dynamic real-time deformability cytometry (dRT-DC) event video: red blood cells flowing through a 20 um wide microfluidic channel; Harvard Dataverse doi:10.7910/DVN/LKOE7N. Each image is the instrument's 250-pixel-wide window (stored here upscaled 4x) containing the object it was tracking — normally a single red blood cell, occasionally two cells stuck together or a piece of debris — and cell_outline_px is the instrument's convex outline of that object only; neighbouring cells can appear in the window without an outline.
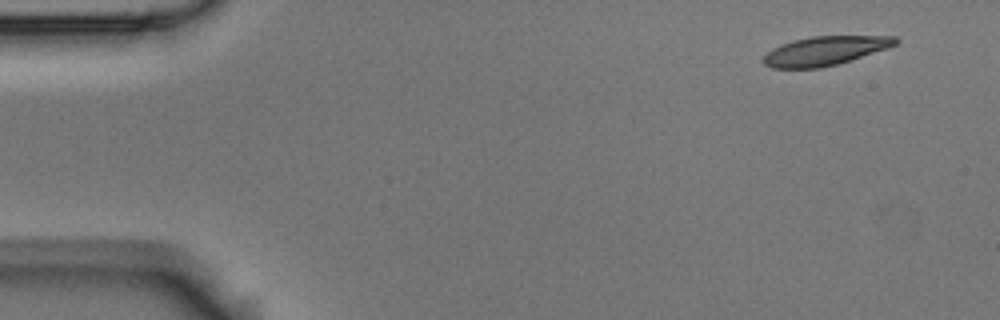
{"species": "Egyptian fruit bat (a non-hibernating species)", "species_latin": "Rousettus aegyptiacus", "temperature_condition": "room temperature", "stored_images_in_passage": 5, "camera_frame_rate_fps": 3000, "um_per_image_px": 0.085, "animal": {"sex": "male"}, "frame": {"image": 1, "passage_image": 1, "time_ms": 0.0, "image_size_px": [1000, 320], "cell_outline_px": [[900, 40], [896, 44], [888, 48], [836, 64], [820, 68], [772, 68], [764, 64], [764, 56], [772, 48], [792, 40], [812, 36], [896, 36]], "centroid_in_image_um": [70.13, 4.31], "position_along_channel_um": 14.9, "area_um2": 22.14}}
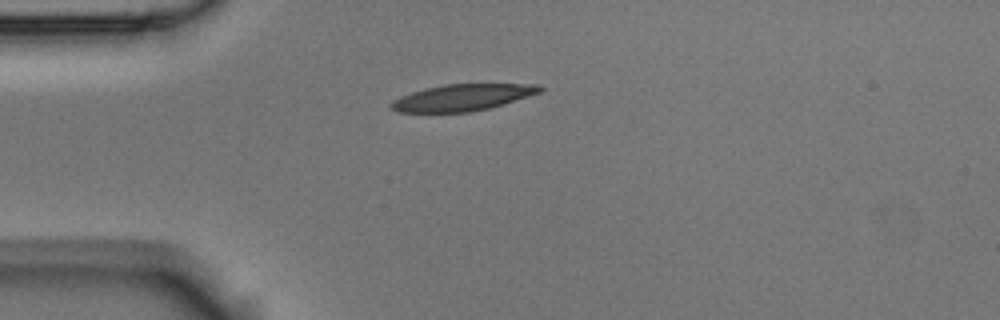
{"frame": {"image": 2, "passage_image": 4, "time_ms": 1.0, "image_size_px": [1000, 320], "cell_outline_px": [[544, 88], [540, 92], [528, 96], [488, 108], [468, 112], [396, 112], [388, 104], [392, 100], [400, 96], [424, 88], [444, 84], [540, 84]], "centroid_in_image_um": [39.26, 8.28], "position_along_channel_um": 45.7, "area_um2": 22.89}}
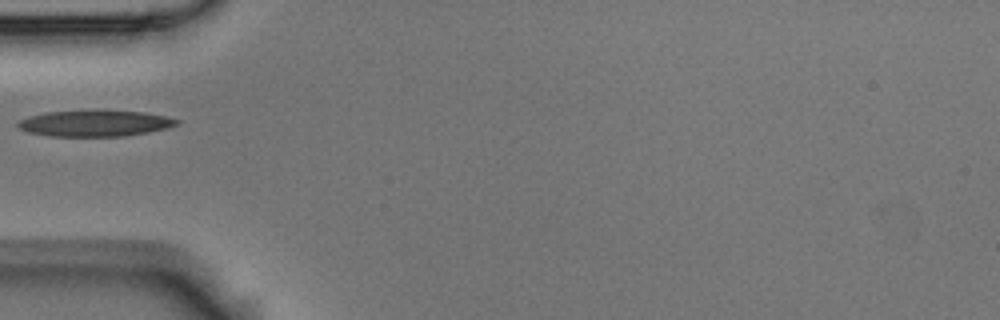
{"frame": {"image": 3, "passage_image": 5, "time_ms": 1.333, "image_size_px": [1000, 320], "cell_outline_px": [[180, 124], [168, 128], [148, 132], [124, 136], [52, 136], [28, 132], [20, 128], [16, 124], [16, 120], [28, 116], [44, 112], [144, 112], [164, 116], [180, 120]], "centroid_in_image_um": [8.05, 10.5], "position_along_channel_um": 76.9, "area_um2": 23.64}}